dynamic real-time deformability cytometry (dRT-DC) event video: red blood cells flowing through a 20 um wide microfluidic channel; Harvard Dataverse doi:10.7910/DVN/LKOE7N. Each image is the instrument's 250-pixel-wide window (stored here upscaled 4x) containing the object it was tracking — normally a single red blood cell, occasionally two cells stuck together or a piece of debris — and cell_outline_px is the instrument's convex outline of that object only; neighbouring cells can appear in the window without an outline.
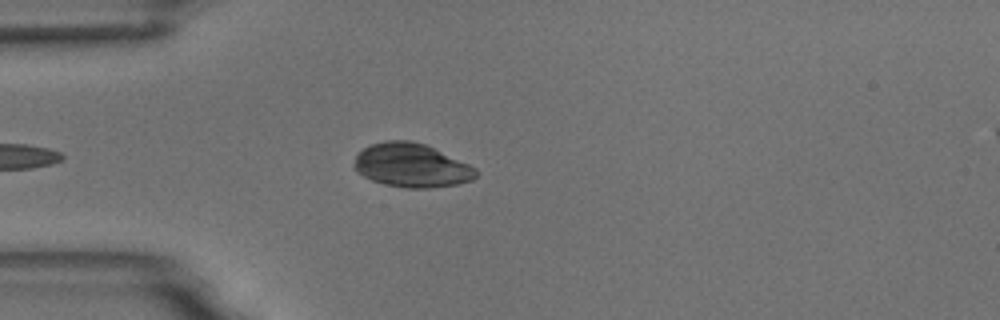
{"species": "common noctule bat (a hibernating species)", "species_latin": "Nyctalus noctula", "temperature_condition": "room temperature", "stored_images_in_passage": 5, "camera_frame_rate_fps": 3000, "um_per_image_px": 0.085, "animal": {"sex": "male", "body_mass_g": 18.8}, "frame": {"image": 1, "passage_image": 5, "time_ms": 4.667, "image_size_px": [1000, 320], "cell_outline_px": [[480, 172], [472, 180], [456, 184], [428, 188], [404, 188], [384, 184], [372, 180], [356, 172], [352, 168], [356, 156], [368, 144], [384, 140], [412, 140], [424, 144], [468, 164], [476, 168]], "centroid_in_image_um": [34.94, 14.05], "position_along_channel_um": 50.1, "area_um2": 31.15}}